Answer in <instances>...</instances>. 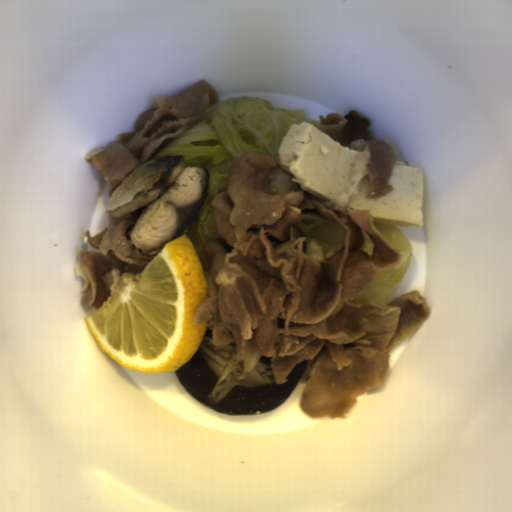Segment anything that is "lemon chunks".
<instances>
[{"label":"lemon chunks","instance_id":"1","mask_svg":"<svg viewBox=\"0 0 512 512\" xmlns=\"http://www.w3.org/2000/svg\"><path fill=\"white\" fill-rule=\"evenodd\" d=\"M209 293L202 260L184 234L165 243L137 280L110 295L84 321L98 346L120 366L177 371L205 337L208 320L193 322Z\"/></svg>","mask_w":512,"mask_h":512}]
</instances>
